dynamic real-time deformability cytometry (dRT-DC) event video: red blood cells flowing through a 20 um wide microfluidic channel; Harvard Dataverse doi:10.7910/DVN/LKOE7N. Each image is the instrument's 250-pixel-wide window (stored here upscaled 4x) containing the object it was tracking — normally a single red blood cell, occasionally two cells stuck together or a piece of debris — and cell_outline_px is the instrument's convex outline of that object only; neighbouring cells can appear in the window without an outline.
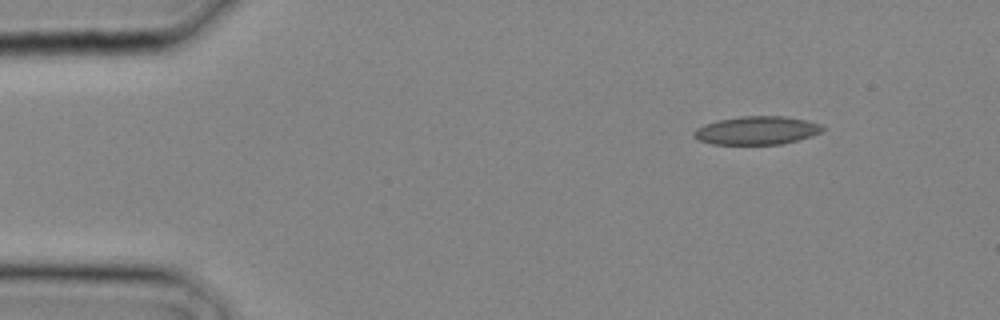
{"species": "common noctule bat (a hibernating species)", "species_latin": "Nyctalus noctula", "temperature_condition": "cold", "stored_images_in_passage": 3, "camera_frame_rate_fps": 3000, "um_per_image_px": 0.085, "animal": {"sex": "male", "body_mass_g": 20.4}, "frame": {"image": 1, "passage_image": 1, "time_ms": 0.0, "image_size_px": [1000, 320], "cell_outline_px": [[824, 128], [820, 132], [812, 136], [780, 144], [712, 144], [700, 140], [692, 136], [692, 132], [696, 128], [704, 124], [716, 120], [740, 116], [784, 116], [808, 120], [820, 124]], "centroid_in_image_um": [64.29, 11.07], "position_along_channel_um": 20.7, "area_um2": 21.27}}